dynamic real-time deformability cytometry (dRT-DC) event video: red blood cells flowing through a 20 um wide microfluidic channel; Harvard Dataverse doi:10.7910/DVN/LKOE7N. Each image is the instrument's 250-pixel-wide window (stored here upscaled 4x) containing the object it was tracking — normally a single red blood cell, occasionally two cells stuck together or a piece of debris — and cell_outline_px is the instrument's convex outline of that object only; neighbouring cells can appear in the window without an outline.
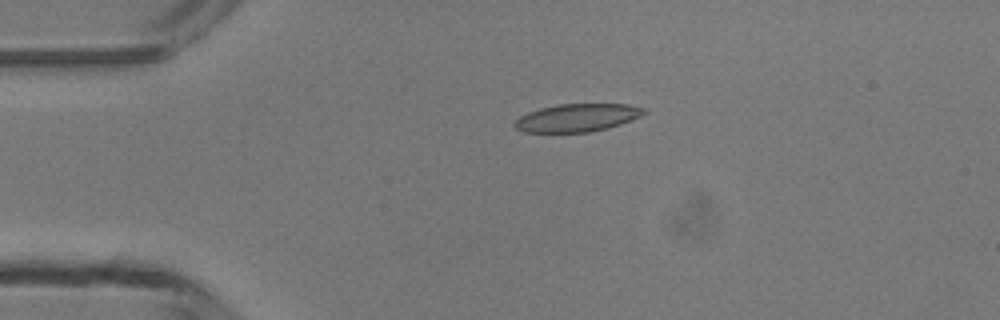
{"species": "common noctule bat (a hibernating species)", "species_latin": "Nyctalus noctula", "temperature_condition": "room temperature", "stored_images_in_passage": 4, "camera_frame_rate_fps": 3000, "um_per_image_px": 0.085, "animal": {"sex": "male", "body_mass_g": 13.3}, "frame": {"image": 1, "passage_image": 3, "time_ms": 2.667, "image_size_px": [1000, 320], "cell_outline_px": [[648, 112], [640, 116], [620, 124], [608, 128], [588, 132], [524, 132], [516, 128], [512, 124], [520, 116], [528, 112], [540, 108], [556, 104], [628, 104], [644, 108]], "centroid_in_image_um": [49.05, 10.0], "position_along_channel_um": 36.0, "area_um2": 20.98}}